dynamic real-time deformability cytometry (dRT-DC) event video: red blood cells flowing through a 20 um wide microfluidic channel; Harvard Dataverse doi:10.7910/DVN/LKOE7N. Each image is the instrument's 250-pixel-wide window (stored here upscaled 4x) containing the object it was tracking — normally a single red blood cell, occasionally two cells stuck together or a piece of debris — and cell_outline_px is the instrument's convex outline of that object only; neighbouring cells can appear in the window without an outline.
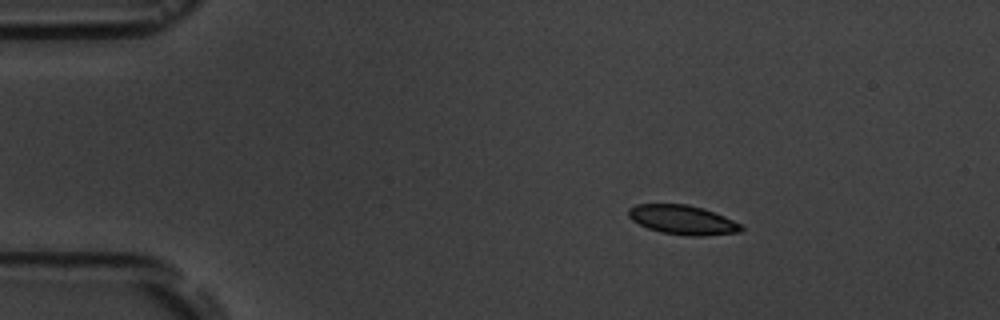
{"species": "common noctule bat (a hibernating species)", "species_latin": "Nyctalus noctula", "temperature_condition": "room temperature", "stored_images_in_passage": 3, "camera_frame_rate_fps": 3000, "um_per_image_px": 0.085, "animal": {"sex": "male", "body_mass_g": 19.5, "forearm_length_mm": 54.6}, "frame": {"image": 1, "passage_image": 2, "time_ms": 1.0, "image_size_px": [1000, 320], "cell_outline_px": [[744, 228], [740, 232], [704, 236], [688, 236], [660, 232], [648, 228], [632, 220], [628, 216], [628, 208], [636, 204], [688, 204], [704, 208], [724, 216], [740, 224]], "centroid_in_image_um": [58.02, 18.68], "position_along_channel_um": 27.0, "area_um2": 19.31}}